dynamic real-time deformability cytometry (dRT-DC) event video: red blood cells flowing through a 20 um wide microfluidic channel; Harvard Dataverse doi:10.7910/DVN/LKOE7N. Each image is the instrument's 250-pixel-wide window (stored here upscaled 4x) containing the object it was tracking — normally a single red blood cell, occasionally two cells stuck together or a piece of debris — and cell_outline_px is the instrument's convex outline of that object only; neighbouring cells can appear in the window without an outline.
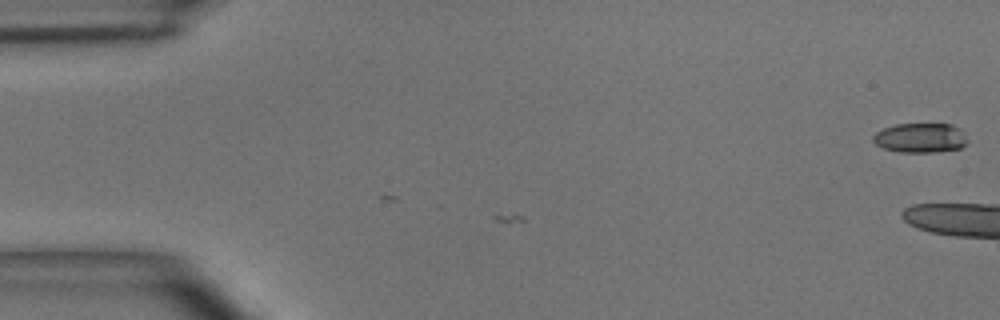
{"species": "common noctule bat (a hibernating species)", "species_latin": "Nyctalus noctula", "temperature_condition": "room temperature", "stored_images_in_passage": 10, "camera_frame_rate_fps": 3000, "um_per_image_px": 0.085, "animal": {"sex": "male", "body_mass_g": 15.6}, "frame": {"image": 1, "passage_image": 10, "time_ms": 3.0, "image_size_px": [1000, 320], "cell_outline_px": [[968, 140], [960, 148], [932, 152], [900, 152], [884, 148], [876, 144], [872, 140], [872, 136], [876, 132], [884, 128], [896, 124], [952, 124]], "centroid_in_image_um": [78.17, 11.72], "position_along_channel_um": 6.8, "area_um2": 15.95}}